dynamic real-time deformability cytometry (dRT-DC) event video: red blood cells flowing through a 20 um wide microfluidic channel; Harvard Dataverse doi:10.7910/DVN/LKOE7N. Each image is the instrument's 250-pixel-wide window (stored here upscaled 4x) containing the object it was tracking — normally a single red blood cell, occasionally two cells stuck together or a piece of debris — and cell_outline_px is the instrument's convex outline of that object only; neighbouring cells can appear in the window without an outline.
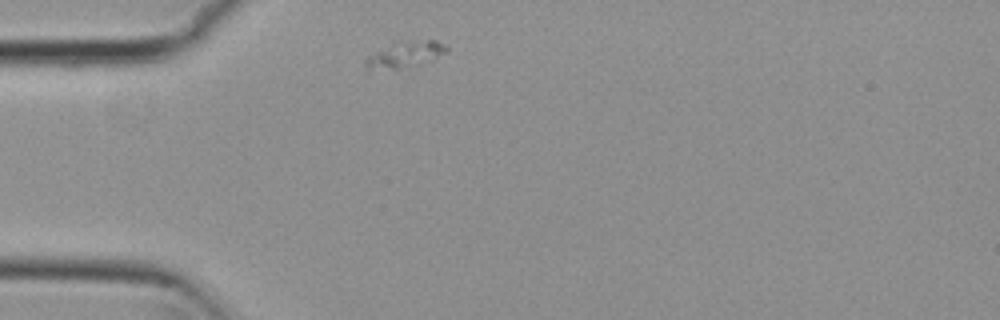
{"species": "common noctule bat (a hibernating species)", "species_latin": "Nyctalus noctula", "temperature_condition": "cold", "stored_images_in_passage": 7, "camera_frame_rate_fps": 3000, "um_per_image_px": 0.085, "animal": {"sex": "female", "body_mass_g": 29.2, "forearm_length_mm": 56.3}, "frame": {"image": 1, "passage_image": 1, "time_ms": 0.0, "image_size_px": [1000, 320], "cell_outline_px": [[448, 52], [432, 60], [368, 76], [364, 64], [368, 56], [392, 44], [428, 40], [436, 40], [444, 44], [448, 48]], "centroid_in_image_um": [34.32, 4.74], "position_along_channel_um": 50.7, "area_um2": 12.54}}
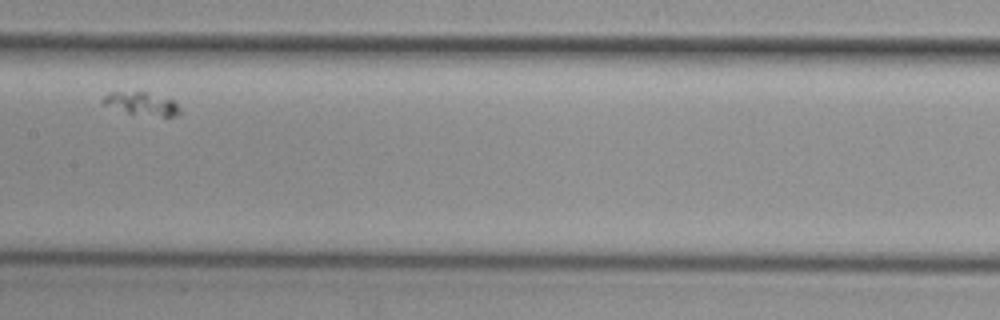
{"frame": {"image": 2, "passage_image": 5, "time_ms": 1.333, "image_size_px": [1000, 320], "cell_outline_px": [[180, 112], [176, 116], [164, 116], [128, 112], [100, 104], [100, 100], [108, 92], [148, 92], [172, 100], [180, 108]], "centroid_in_image_um": [11.99, 8.79], "position_along_channel_um": 195.4, "area_um2": 10.06}}
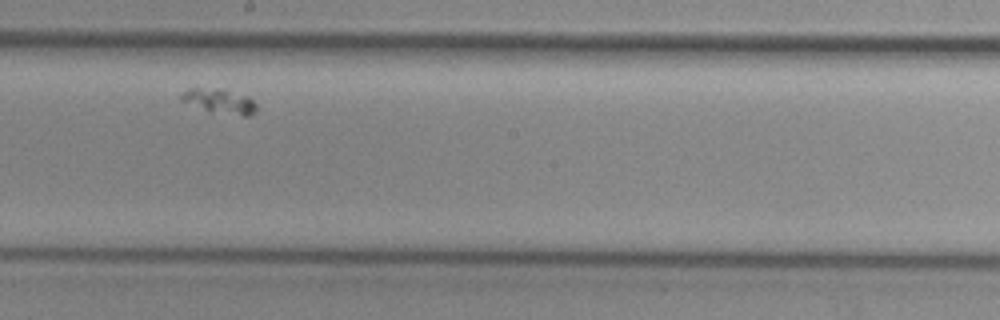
{"frame": {"image": 3, "passage_image": 6, "time_ms": 1.667, "image_size_px": [1000, 320], "cell_outline_px": [[256, 112], [248, 116], [244, 116], [208, 112], [180, 100], [180, 96], [184, 92], [192, 88], [220, 88], [248, 96], [256, 104]], "centroid_in_image_um": [18.67, 8.61], "position_along_channel_um": 229.5, "area_um2": 10.92}}